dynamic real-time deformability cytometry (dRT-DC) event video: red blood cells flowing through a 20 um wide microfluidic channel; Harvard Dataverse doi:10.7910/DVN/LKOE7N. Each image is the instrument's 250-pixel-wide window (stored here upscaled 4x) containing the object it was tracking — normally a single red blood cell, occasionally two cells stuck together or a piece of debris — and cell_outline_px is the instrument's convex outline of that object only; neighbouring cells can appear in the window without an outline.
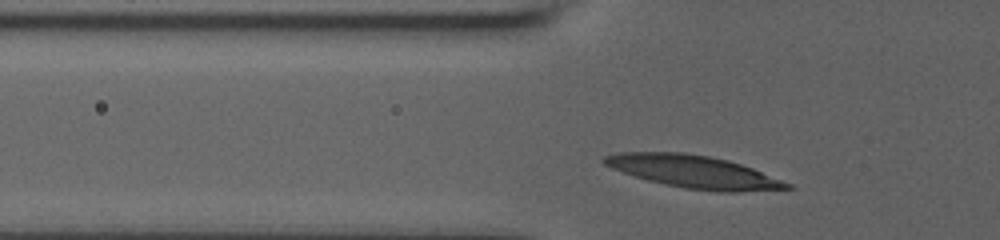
{"species": "human", "species_latin": "Homo sapiens", "temperature_condition": "room temperature", "stored_images_in_passage": 29, "camera_frame_rate_fps": 3000, "um_per_image_px": 0.085, "donor": {"sex": "male"}, "frame": {"image": 1, "passage_image": 5, "time_ms": 1.0, "image_size_px": [1000, 240], "cell_outline_px": [[792, 188], [736, 192], [720, 192], [684, 188], [648, 180], [612, 168], [604, 164], [600, 160], [604, 156], [620, 152], [684, 152], [708, 156], [728, 160], [752, 168], [792, 184]], "centroid_in_image_um": [58.95, 14.59], "position_along_channel_um": 66.8, "area_um2": 34.39}}
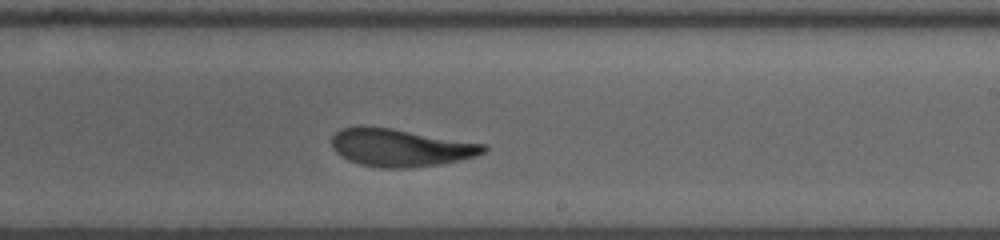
{"frame": {"image": 2, "passage_image": 19, "time_ms": 6.333, "image_size_px": [1000, 240], "cell_outline_px": [[488, 148], [484, 152], [476, 156], [460, 160], [440, 164], [408, 168], [380, 168], [360, 164], [348, 160], [340, 156], [332, 148], [332, 136], [340, 128], [392, 128], [488, 144]], "centroid_in_image_um": [34.09, 12.57], "position_along_channel_um": 254.9, "area_um2": 33.18}}
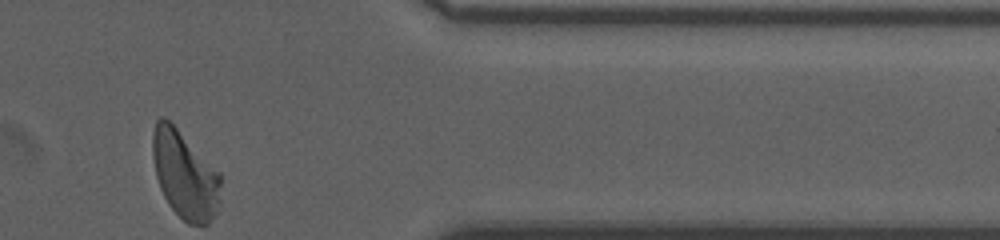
{"frame": {"image": 3, "passage_image": 29, "time_ms": 10.667, "image_size_px": [1000, 240], "cell_outline_px": [[220, 204], [216, 212], [208, 224], [188, 224], [168, 204], [160, 188], [156, 176], [152, 156], [152, 132], [156, 120], [160, 116], [164, 116], [220, 172]], "centroid_in_image_um": [15.7, 14.85], "position_along_channel_um": 395.7, "area_um2": 34.62}, "authors_computed_cell_mechanics": {"area_um2": 33.9864, "velocity_mm_per_s": 3.6235, "shape_relaxation_time_tau1_ms": 4.8234, "shape_relaxation_time_tau2_ms": 1.8109, "deformation_change_tau1": 0.1762, "deformation_change_tau2": 0.0859}}